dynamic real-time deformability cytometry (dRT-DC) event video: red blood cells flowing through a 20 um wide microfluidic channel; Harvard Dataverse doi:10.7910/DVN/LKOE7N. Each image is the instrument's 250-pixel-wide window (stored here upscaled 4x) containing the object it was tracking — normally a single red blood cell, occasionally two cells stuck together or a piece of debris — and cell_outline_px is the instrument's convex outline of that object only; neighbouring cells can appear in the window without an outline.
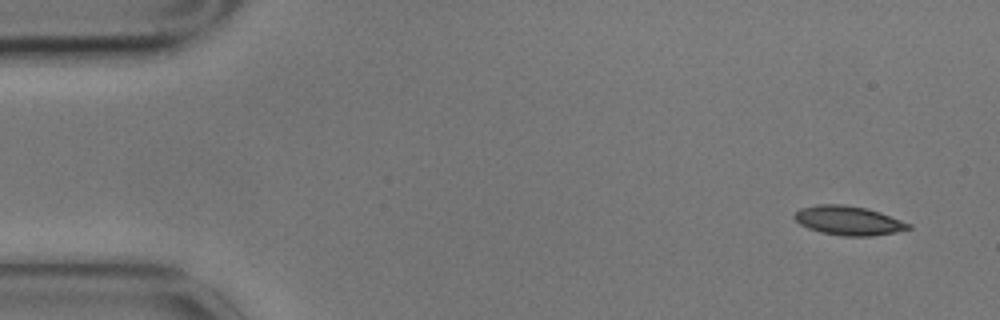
{"species": "common noctule bat (a hibernating species)", "species_latin": "Nyctalus noctula", "temperature_condition": "cold", "stored_images_in_passage": 3, "camera_frame_rate_fps": 3000, "um_per_image_px": 0.085, "animal": {"sex": "male", "body_mass_g": 17.9}, "frame": {"image": 1, "passage_image": 1, "time_ms": 0.0, "image_size_px": [1000, 320], "cell_outline_px": [[912, 228], [896, 232], [872, 236], [840, 236], [820, 232], [808, 228], [800, 224], [792, 216], [800, 208], [816, 204], [844, 204], [864, 208], [880, 212], [912, 224]], "centroid_in_image_um": [72.11, 18.75], "position_along_channel_um": 12.9, "area_um2": 19.48}}